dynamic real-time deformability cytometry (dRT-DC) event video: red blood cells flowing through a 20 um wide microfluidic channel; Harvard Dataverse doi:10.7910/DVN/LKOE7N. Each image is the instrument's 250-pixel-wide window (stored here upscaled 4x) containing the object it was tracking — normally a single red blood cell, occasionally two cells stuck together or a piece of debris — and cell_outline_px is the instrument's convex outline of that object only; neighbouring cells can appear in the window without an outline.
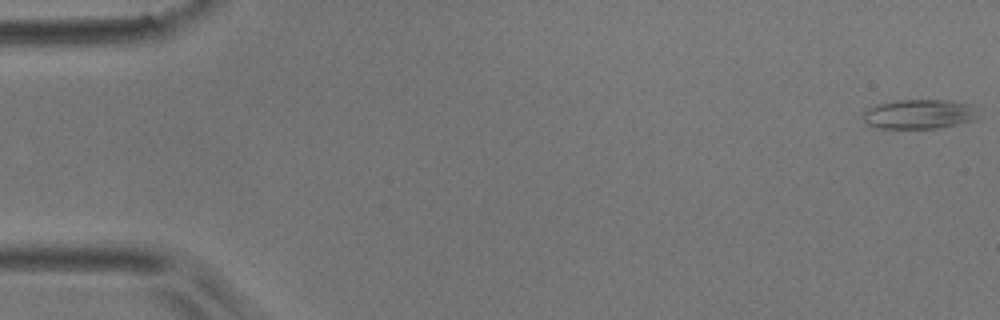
{"species": "common noctule bat (a hibernating species)", "species_latin": "Nyctalus noctula", "temperature_condition": "room temperature", "stored_images_in_passage": 48, "camera_frame_rate_fps": 3000, "um_per_image_px": 0.085, "animal": {"sex": "male", "body_mass_g": 17.9}, "frame": {"image": 1, "passage_image": 1, "time_ms": 0.0, "image_size_px": [1000, 320], "cell_outline_px": [[980, 116], [972, 120], [940, 128], [872, 128], [864, 124], [860, 116], [860, 112], [876, 104], [896, 100], [952, 100], [968, 104], [980, 108]], "centroid_in_image_um": [78.08, 9.7], "position_along_channel_um": 6.9, "area_um2": 20.46}}
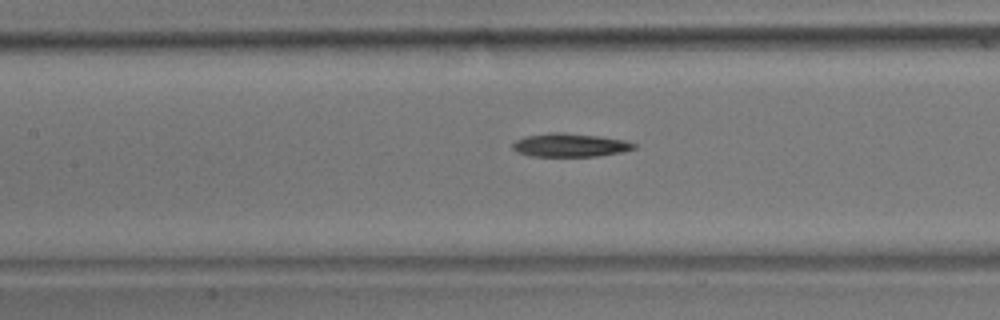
{"frame": {"image": 2, "passage_image": 24, "time_ms": 7.667, "image_size_px": [1000, 320], "cell_outline_px": [[636, 148], [624, 152], [600, 156], [528, 156], [516, 152], [512, 148], [512, 144], [516, 140], [524, 136], [548, 132], [564, 132], [596, 136], [624, 140], [636, 144]], "centroid_in_image_um": [48.42, 12.34], "position_along_channel_um": 159.0, "area_um2": 16.76}}
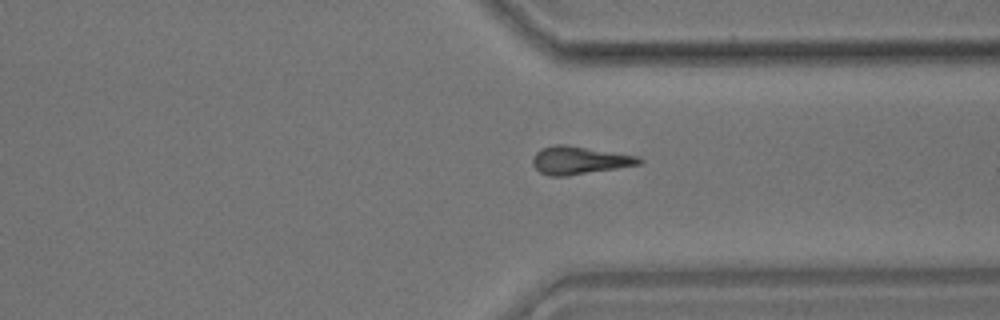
{"frame": {"image": 3, "passage_image": 40, "time_ms": 13.0, "image_size_px": [1000, 320], "cell_outline_px": [[644, 160], [640, 164], [568, 176], [548, 176], [540, 172], [532, 164], [532, 160], [536, 152], [540, 148], [556, 144], [564, 144], [640, 156]], "centroid_in_image_um": [49.23, 13.62], "position_along_channel_um": 362.2, "area_um2": 17.34}}